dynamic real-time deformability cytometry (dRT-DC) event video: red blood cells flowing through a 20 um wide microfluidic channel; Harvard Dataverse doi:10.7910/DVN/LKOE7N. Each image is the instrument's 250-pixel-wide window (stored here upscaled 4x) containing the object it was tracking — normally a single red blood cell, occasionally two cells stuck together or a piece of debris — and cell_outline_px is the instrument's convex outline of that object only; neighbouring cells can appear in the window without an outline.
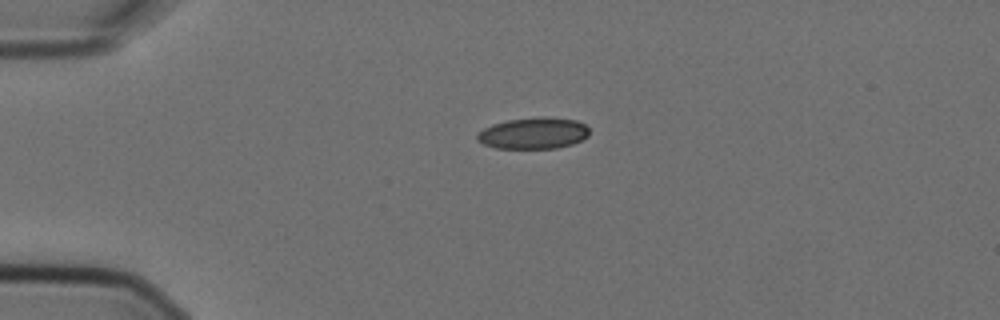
{"species": "Egyptian fruit bat (a non-hibernating species)", "species_latin": "Rousettus aegyptiacus", "temperature_condition": "cold", "stored_images_in_passage": 2, "camera_frame_rate_fps": 3000, "um_per_image_px": 0.085, "animal": {"sex": "female"}, "frame": {"image": 1, "passage_image": 1, "time_ms": 0.0, "image_size_px": [1000, 320], "cell_outline_px": [[588, 136], [572, 144], [556, 148], [496, 148], [484, 144], [476, 140], [476, 132], [492, 124], [508, 120], [544, 116], [548, 116], [576, 120], [584, 124], [588, 128]], "centroid_in_image_um": [45.31, 11.31], "position_along_channel_um": 39.7, "area_um2": 20.58}}
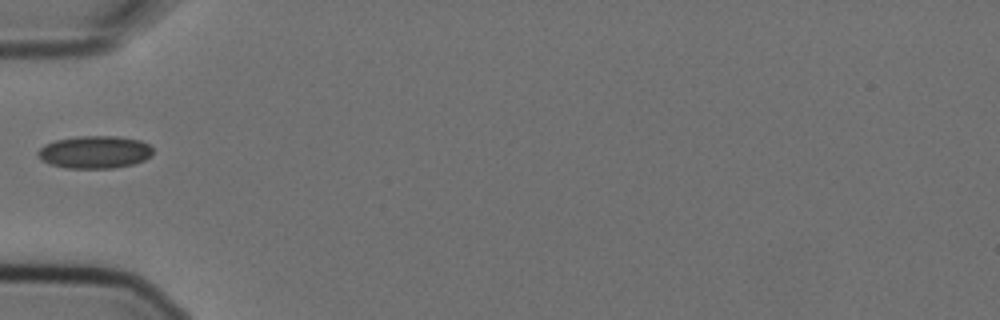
{"frame": {"image": 2, "passage_image": 2, "time_ms": 0.333, "image_size_px": [1000, 320], "cell_outline_px": [[152, 156], [144, 160], [132, 164], [112, 168], [68, 168], [52, 164], [40, 160], [36, 152], [44, 144], [56, 140], [76, 136], [116, 136], [140, 140], [148, 144], [152, 148]], "centroid_in_image_um": [8.04, 12.92], "position_along_channel_um": 77.0, "area_um2": 21.85}}